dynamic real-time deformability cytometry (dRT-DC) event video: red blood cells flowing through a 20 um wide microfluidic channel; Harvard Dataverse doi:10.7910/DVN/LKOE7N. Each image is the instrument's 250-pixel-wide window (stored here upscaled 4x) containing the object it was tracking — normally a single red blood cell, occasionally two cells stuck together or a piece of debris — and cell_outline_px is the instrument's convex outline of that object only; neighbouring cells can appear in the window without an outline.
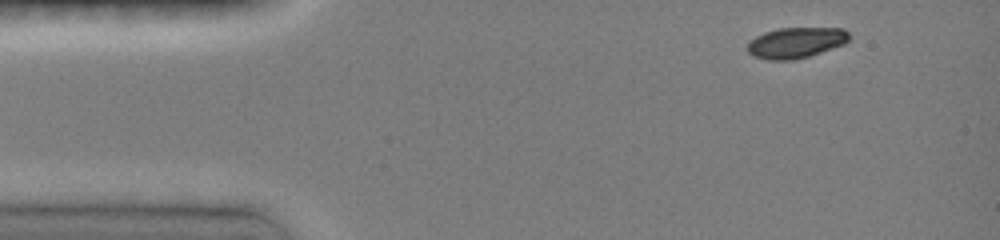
{"species": "common noctule bat (a hibernating species)", "species_latin": "Nyctalus noctula", "temperature_condition": "room temperature", "stored_images_in_passage": 21, "camera_frame_rate_fps": 3000, "um_per_image_px": 0.085, "animal": {"sex": "female", "body_mass_g": 19.0, "forearm_length_mm": 51.5}, "frame": {"image": 1, "passage_image": 1, "time_ms": 0.0, "image_size_px": [1000, 240], "cell_outline_px": [[852, 36], [844, 44], [808, 56], [792, 60], [768, 60], [752, 56], [748, 52], [748, 40], [764, 32], [776, 28], [844, 28]], "centroid_in_image_um": [67.63, 3.62], "position_along_channel_um": 17.4, "area_um2": 18.32}}
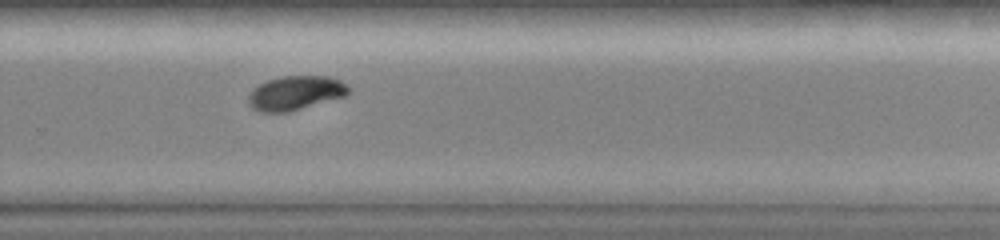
{"frame": {"image": 2, "passage_image": 13, "time_ms": 9.0, "image_size_px": [1000, 240], "cell_outline_px": [[348, 96], [288, 112], [260, 112], [248, 100], [248, 96], [252, 88], [268, 80], [280, 76], [328, 76], [340, 80], [348, 88]], "centroid_in_image_um": [25.14, 7.9], "position_along_channel_um": 304.7, "area_um2": 19.83}}
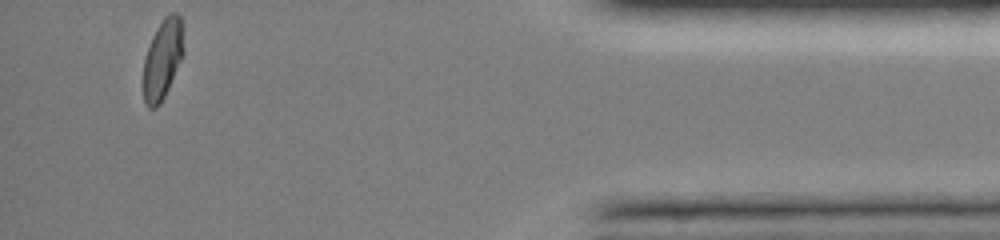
{"frame": {"image": 3, "passage_image": 21, "time_ms": 13.0, "image_size_px": [1000, 240], "cell_outline_px": [[184, 56], [160, 104], [156, 108], [148, 108], [144, 100], [144, 60], [152, 36], [156, 28], [164, 16], [168, 12], [176, 12], [180, 16], [184, 28]], "centroid_in_image_um": [13.87, 4.96], "position_along_channel_um": 421.3, "area_um2": 19.07}, "authors_computed_cell_mechanics": {"area_um2": 19.5942, "velocity_mm_per_s": 4.0846, "shape_relaxation_time_tau1_ms": 3.1804, "shape_relaxation_time_tau2_ms": 2.4587, "deformation_change_tau1": 0.121, "deformation_change_tau2": 0.0252}}